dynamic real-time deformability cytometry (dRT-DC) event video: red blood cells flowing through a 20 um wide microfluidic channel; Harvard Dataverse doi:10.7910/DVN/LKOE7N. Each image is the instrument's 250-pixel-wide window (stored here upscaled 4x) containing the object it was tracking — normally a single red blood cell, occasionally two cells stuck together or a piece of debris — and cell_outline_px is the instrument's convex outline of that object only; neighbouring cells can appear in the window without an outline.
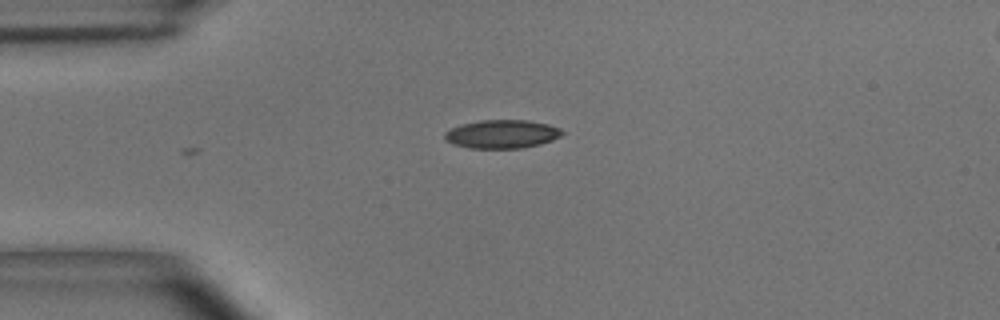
{"species": "common noctule bat (a hibernating species)", "species_latin": "Nyctalus noctula", "temperature_condition": "room temperature", "stored_images_in_passage": 2, "camera_frame_rate_fps": 3000, "um_per_image_px": 0.085, "animal": {"sex": "male", "body_mass_g": 15.6}, "frame": {"image": 1, "passage_image": 2, "time_ms": 0.333, "image_size_px": [1000, 320], "cell_outline_px": [[564, 132], [560, 136], [552, 140], [540, 144], [520, 148], [468, 148], [452, 144], [444, 140], [444, 132], [460, 124], [480, 120], [528, 120], [548, 124], [560, 128]], "centroid_in_image_um": [42.63, 11.39], "position_along_channel_um": 42.4, "area_um2": 19.59}}